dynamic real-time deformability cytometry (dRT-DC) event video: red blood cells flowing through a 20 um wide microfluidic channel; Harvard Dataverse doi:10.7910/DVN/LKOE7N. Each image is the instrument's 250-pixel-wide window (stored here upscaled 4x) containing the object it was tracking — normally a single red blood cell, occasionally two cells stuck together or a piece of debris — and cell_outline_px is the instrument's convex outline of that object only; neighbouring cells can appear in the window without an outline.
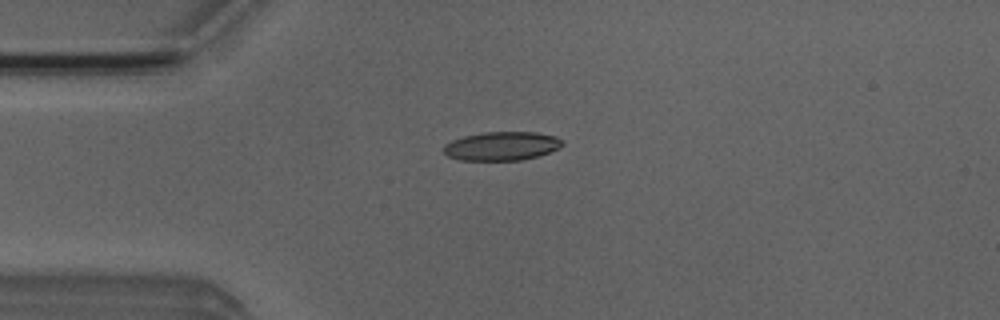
{"species": "Egyptian fruit bat (a non-hibernating species)", "species_latin": "Rousettus aegyptiacus", "temperature_condition": "room temperature", "stored_images_in_passage": 2, "camera_frame_rate_fps": 3000, "um_per_image_px": 0.085, "animal": {"sex": "male"}, "frame": {"image": 1, "passage_image": 1, "time_ms": 0.0, "image_size_px": [1000, 320], "cell_outline_px": [[564, 144], [548, 152], [536, 156], [520, 160], [460, 160], [448, 156], [444, 152], [444, 144], [452, 140], [464, 136], [484, 132], [536, 132], [556, 136]], "centroid_in_image_um": [42.61, 12.41], "position_along_channel_um": 42.4, "area_um2": 19.65}}
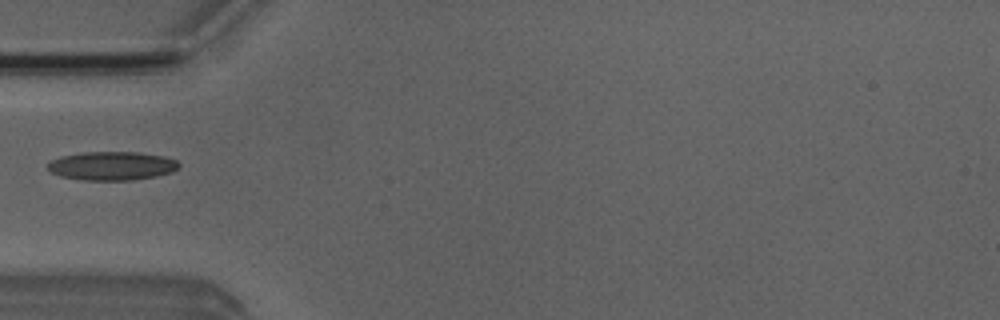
{"frame": {"image": 2, "passage_image": 2, "time_ms": 1.333, "image_size_px": [1000, 320], "cell_outline_px": [[180, 164], [176, 168], [168, 172], [156, 176], [132, 180], [80, 180], [60, 176], [52, 172], [48, 168], [48, 164], [52, 160], [60, 156], [80, 152], [140, 152], [164, 156], [176, 160]], "centroid_in_image_um": [9.48, 14.09], "position_along_channel_um": 75.5, "area_um2": 21.85}}